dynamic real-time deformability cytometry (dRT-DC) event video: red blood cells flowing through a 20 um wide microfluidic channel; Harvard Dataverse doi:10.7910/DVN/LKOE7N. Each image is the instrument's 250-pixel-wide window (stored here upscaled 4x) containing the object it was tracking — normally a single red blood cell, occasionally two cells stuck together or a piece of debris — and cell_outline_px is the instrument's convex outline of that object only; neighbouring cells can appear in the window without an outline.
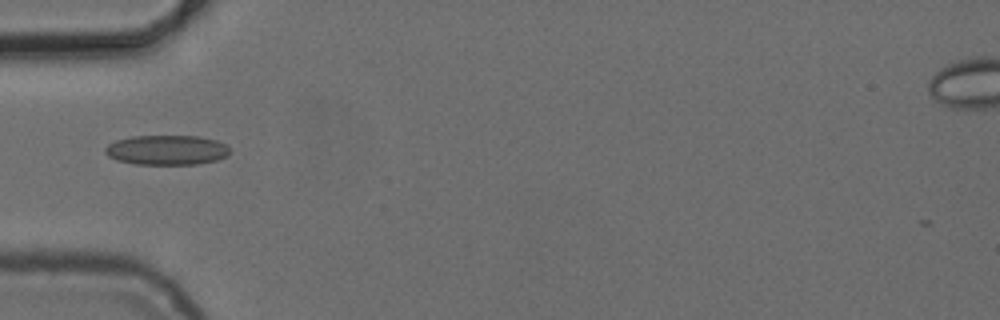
{"species": "common noctule bat (a hibernating species)", "species_latin": "Nyctalus noctula", "temperature_condition": "cold", "stored_images_in_passage": 5, "camera_frame_rate_fps": 3000, "um_per_image_px": 0.085, "animal": {"sex": "female", "body_mass_g": 24.6, "forearm_length_mm": 56.2}, "frame": {"image": 1, "passage_image": 5, "time_ms": 5.333, "image_size_px": [1000, 320], "cell_outline_px": [[228, 156], [216, 160], [196, 164], [136, 164], [116, 160], [108, 156], [104, 152], [104, 148], [108, 144], [116, 140], [132, 136], [200, 136], [216, 140], [224, 144], [228, 148]], "centroid_in_image_um": [14.14, 12.75], "position_along_channel_um": 70.9, "area_um2": 21.62}}